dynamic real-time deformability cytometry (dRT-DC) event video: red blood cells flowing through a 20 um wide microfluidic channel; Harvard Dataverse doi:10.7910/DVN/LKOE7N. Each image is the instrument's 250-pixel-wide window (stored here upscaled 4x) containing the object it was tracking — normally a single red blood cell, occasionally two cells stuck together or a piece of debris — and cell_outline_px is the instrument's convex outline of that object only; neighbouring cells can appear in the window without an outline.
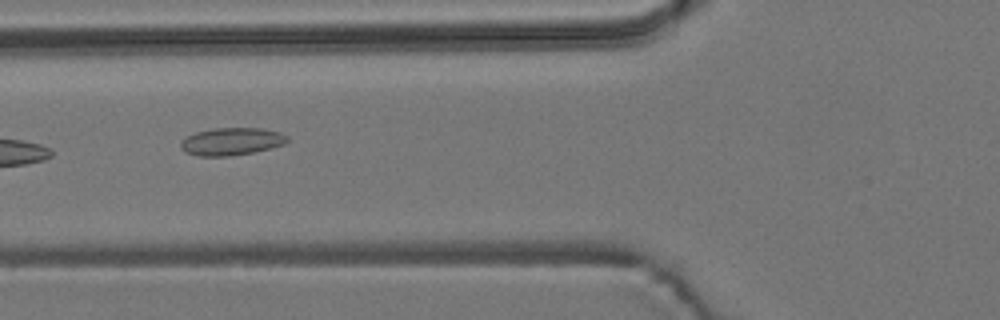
{"species": "common noctule bat (a hibernating species)", "species_latin": "Nyctalus noctula", "temperature_condition": "room temperature", "stored_images_in_passage": 7, "camera_frame_rate_fps": 3000, "um_per_image_px": 0.085, "animal": {"sex": "male", "body_mass_g": 19.2, "forearm_length_mm": 51.8}, "frame": {"image": 1, "passage_image": 6, "time_ms": 6.667, "image_size_px": [1000, 320], "cell_outline_px": [[288, 140], [284, 144], [252, 152], [232, 156], [200, 156], [184, 152], [180, 148], [180, 144], [188, 136], [196, 132], [212, 128], [264, 128], [280, 132], [288, 136]], "centroid_in_image_um": [19.68, 12.02], "position_along_channel_um": 106.1, "area_um2": 17.05}}
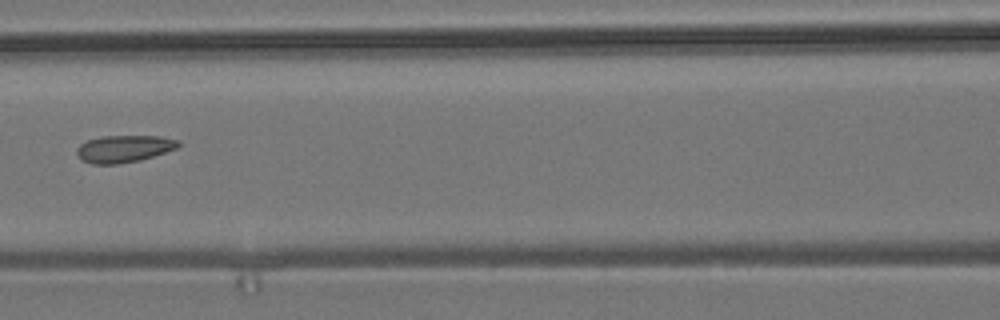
{"frame": {"image": 2, "passage_image": 7, "time_ms": 8.0, "image_size_px": [1000, 320], "cell_outline_px": [[180, 144], [176, 148], [140, 160], [116, 164], [92, 164], [84, 160], [76, 152], [76, 148], [80, 144], [88, 140], [100, 136], [160, 136], [180, 140]], "centroid_in_image_um": [10.54, 12.63], "position_along_channel_um": 156.1, "area_um2": 15.9}}